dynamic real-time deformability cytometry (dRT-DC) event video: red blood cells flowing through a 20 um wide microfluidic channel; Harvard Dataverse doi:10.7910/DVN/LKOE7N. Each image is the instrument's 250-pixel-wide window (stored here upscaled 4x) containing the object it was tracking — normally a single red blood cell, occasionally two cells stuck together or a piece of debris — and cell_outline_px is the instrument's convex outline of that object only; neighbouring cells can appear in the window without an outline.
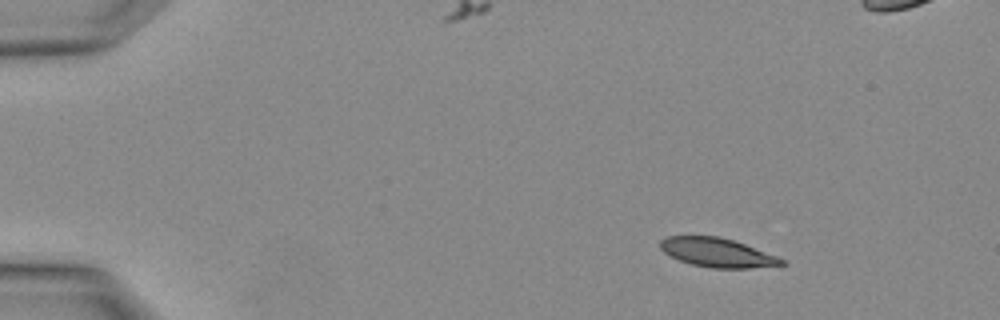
{"species": "Egyptian fruit bat (a non-hibernating species)", "species_latin": "Rousettus aegyptiacus", "temperature_condition": "warm", "stored_images_in_passage": 3, "camera_frame_rate_fps": 3000, "um_per_image_px": 0.085, "animal": {"sex": "female"}, "frame": {"image": 1, "passage_image": 1, "time_ms": 0.0, "image_size_px": [1000, 320], "cell_outline_px": [[784, 264], [748, 268], [712, 268], [692, 264], [680, 260], [664, 252], [660, 248], [660, 240], [668, 236], [720, 236], [744, 244], [776, 256], [784, 260]], "centroid_in_image_um": [60.92, 21.46], "position_along_channel_um": 24.1, "area_um2": 20.11}}